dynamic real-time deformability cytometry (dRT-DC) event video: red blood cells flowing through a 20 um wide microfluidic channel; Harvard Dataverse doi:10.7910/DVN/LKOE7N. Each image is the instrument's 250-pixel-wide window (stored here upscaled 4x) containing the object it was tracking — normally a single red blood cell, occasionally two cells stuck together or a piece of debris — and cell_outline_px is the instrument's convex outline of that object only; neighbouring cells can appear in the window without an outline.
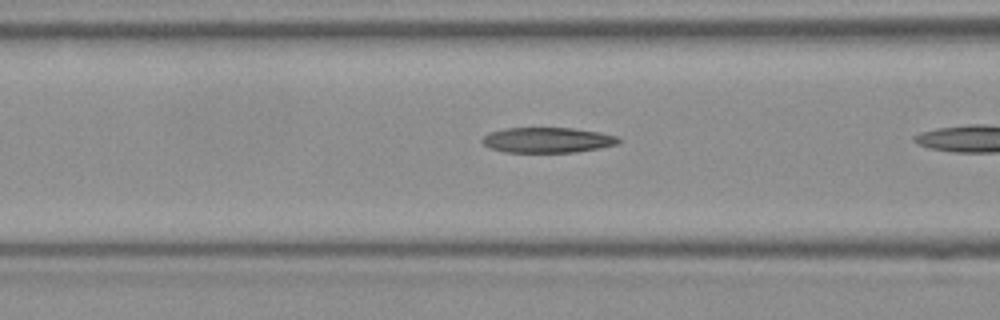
{"species": "Egyptian fruit bat (a non-hibernating species)", "species_latin": "Rousettus aegyptiacus", "temperature_condition": "room temperature", "stored_images_in_passage": 7, "camera_frame_rate_fps": 3000, "um_per_image_px": 0.085, "frame": {"image": 1, "passage_image": 6, "time_ms": 1.667, "image_size_px": [1000, 320], "cell_outline_px": [[620, 140], [616, 144], [600, 148], [576, 152], [504, 152], [488, 148], [480, 140], [488, 132], [504, 128], [572, 128], [600, 132], [616, 136]], "centroid_in_image_um": [46.48, 11.9], "position_along_channel_um": 120.1, "area_um2": 20.17}}